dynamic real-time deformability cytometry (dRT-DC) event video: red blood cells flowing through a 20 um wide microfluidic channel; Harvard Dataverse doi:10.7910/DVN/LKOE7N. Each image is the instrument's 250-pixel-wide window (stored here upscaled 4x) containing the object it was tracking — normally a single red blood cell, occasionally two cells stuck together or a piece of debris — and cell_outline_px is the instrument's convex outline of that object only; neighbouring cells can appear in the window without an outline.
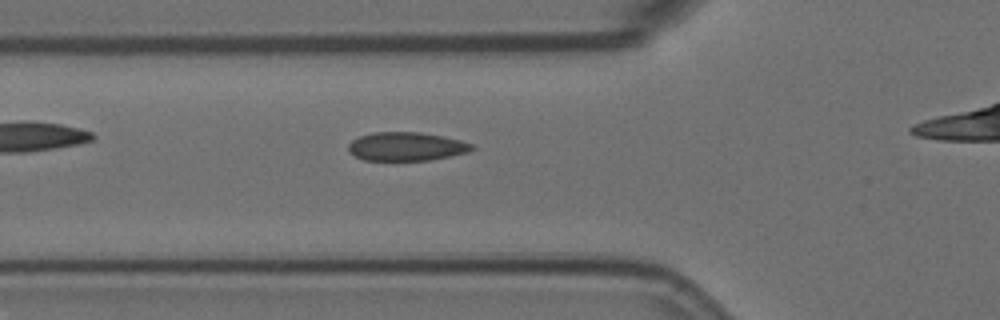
{"species": "Egyptian fruit bat (a non-hibernating species)", "species_latin": "Rousettus aegyptiacus", "temperature_condition": "room temperature", "stored_images_in_passage": 6, "camera_frame_rate_fps": 3000, "um_per_image_px": 0.085, "animal": {"sex": "female"}, "frame": {"image": 1, "passage_image": 5, "time_ms": 1.333, "image_size_px": [1000, 320], "cell_outline_px": [[476, 148], [468, 152], [428, 160], [364, 160], [356, 156], [348, 148], [348, 144], [352, 140], [360, 136], [372, 132], [420, 132], [444, 136], [460, 140], [472, 144]], "centroid_in_image_um": [34.55, 12.44], "position_along_channel_um": 91.2, "area_um2": 20.46}}